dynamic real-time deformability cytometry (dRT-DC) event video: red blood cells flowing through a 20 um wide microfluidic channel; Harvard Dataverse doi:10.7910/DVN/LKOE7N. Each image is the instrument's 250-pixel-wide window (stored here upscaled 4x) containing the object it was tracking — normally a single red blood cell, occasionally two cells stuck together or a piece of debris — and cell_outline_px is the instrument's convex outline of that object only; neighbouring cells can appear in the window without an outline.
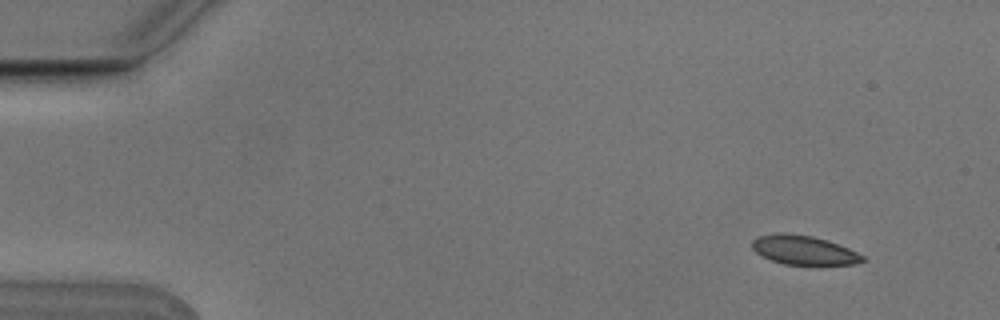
{"species": "Egyptian fruit bat (a non-hibernating species)", "species_latin": "Rousettus aegyptiacus", "temperature_condition": "cold", "stored_images_in_passage": 4, "camera_frame_rate_fps": 3000, "um_per_image_px": 0.085, "animal": {"sex": "male"}, "frame": {"image": 1, "passage_image": 1, "time_ms": 0.0, "image_size_px": [1000, 320], "cell_outline_px": [[864, 260], [852, 264], [816, 268], [812, 268], [784, 264], [760, 256], [752, 248], [752, 240], [756, 236], [784, 232], [812, 236], [848, 248], [864, 256]], "centroid_in_image_um": [68.31, 21.32], "position_along_channel_um": 16.7, "area_um2": 19.48}}
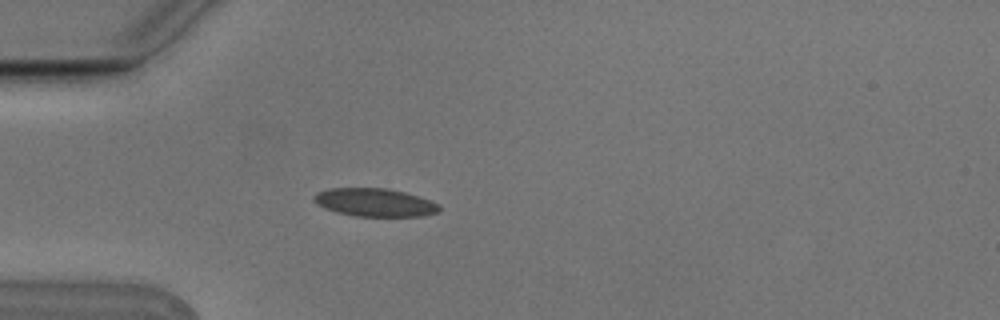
{"frame": {"image": 2, "passage_image": 4, "time_ms": 1.0, "image_size_px": [1000, 320], "cell_outline_px": [[440, 212], [424, 216], [352, 216], [336, 212], [324, 208], [316, 204], [312, 200], [312, 196], [316, 192], [328, 188], [384, 188], [404, 192], [440, 204]], "centroid_in_image_um": [31.8, 17.21], "position_along_channel_um": 53.2, "area_um2": 20.69}}